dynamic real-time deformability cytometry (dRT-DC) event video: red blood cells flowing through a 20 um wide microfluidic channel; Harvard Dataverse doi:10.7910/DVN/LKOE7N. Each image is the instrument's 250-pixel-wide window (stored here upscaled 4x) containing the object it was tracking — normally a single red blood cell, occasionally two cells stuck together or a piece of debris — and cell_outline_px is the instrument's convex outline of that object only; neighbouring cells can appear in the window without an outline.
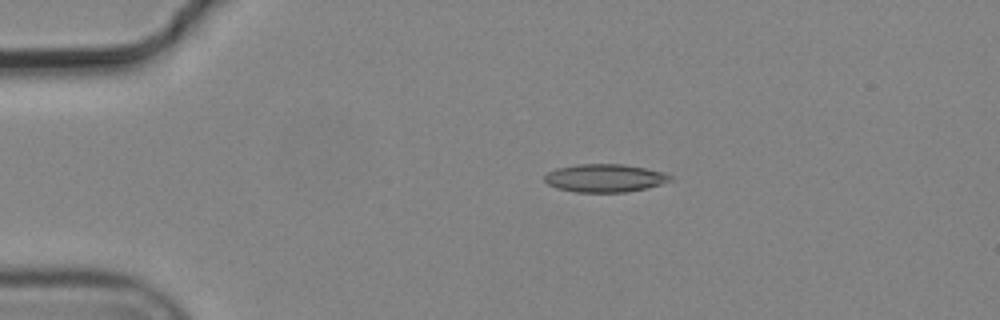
{"species": "common noctule bat (a hibernating species)", "species_latin": "Nyctalus noctula", "temperature_condition": "cold", "stored_images_in_passage": 5, "camera_frame_rate_fps": 3000, "um_per_image_px": 0.085, "animal": {"sex": "male", "body_mass_g": 19.2, "forearm_length_mm": 51.8}, "frame": {"image": 1, "passage_image": 4, "time_ms": 1.0, "image_size_px": [1000, 320], "cell_outline_px": [[672, 180], [648, 188], [624, 192], [576, 192], [556, 188], [548, 184], [544, 180], [544, 176], [548, 172], [556, 168], [580, 164], [624, 164], [648, 168], [664, 172], [672, 176]], "centroid_in_image_um": [51.42, 15.13], "position_along_channel_um": 33.6, "area_um2": 20.63}}